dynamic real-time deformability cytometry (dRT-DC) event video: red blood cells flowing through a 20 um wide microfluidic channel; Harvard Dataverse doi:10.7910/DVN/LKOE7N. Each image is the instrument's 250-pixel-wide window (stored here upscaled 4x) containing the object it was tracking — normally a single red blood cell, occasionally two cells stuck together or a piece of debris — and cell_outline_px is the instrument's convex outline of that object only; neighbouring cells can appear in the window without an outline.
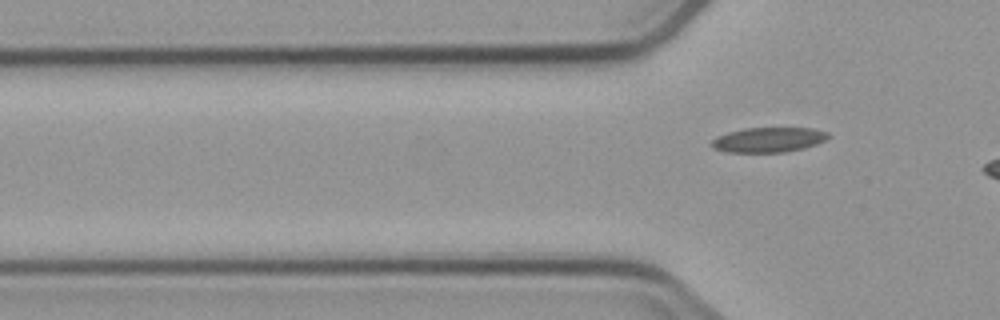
{"species": "common noctule bat (a hibernating species)", "species_latin": "Nyctalus noctula", "temperature_condition": "cold", "stored_images_in_passage": 6, "camera_frame_rate_fps": 3000, "um_per_image_px": 0.085, "animal": {"sex": "male", "body_mass_g": 23.1, "forearm_length_mm": 52.7}, "frame": {"image": 1, "passage_image": 6, "time_ms": 7.0, "image_size_px": [1000, 320], "cell_outline_px": [[828, 136], [824, 140], [816, 144], [804, 148], [784, 152], [724, 152], [712, 148], [712, 140], [716, 136], [728, 132], [744, 128], [812, 128], [828, 132]], "centroid_in_image_um": [65.28, 11.88], "position_along_channel_um": 60.5, "area_um2": 16.88}}